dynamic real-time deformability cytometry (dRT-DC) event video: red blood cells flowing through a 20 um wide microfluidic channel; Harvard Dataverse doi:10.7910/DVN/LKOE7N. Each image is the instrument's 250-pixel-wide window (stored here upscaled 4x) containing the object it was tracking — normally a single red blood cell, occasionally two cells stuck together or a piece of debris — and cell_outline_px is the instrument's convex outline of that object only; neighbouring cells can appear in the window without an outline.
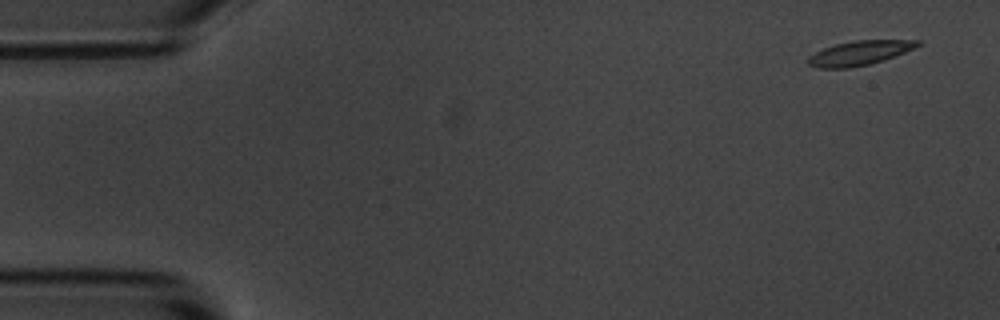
{"species": "common noctule bat (a hibernating species)", "species_latin": "Nyctalus noctula", "temperature_condition": "room temperature", "stored_images_in_passage": 56, "camera_frame_rate_fps": 3000, "um_per_image_px": 0.085, "animal": {"sex": "male", "body_mass_g": 20.1, "forearm_length_mm": 53.5}, "frame": {"image": 1, "passage_image": 3, "time_ms": 0.667, "image_size_px": [1000, 320], "cell_outline_px": [[920, 44], [904, 52], [868, 64], [848, 68], [816, 68], [808, 64], [808, 56], [824, 48], [836, 44], [852, 40], [920, 40]], "centroid_in_image_um": [72.99, 4.5], "position_along_channel_um": 12.0, "area_um2": 15.2}}
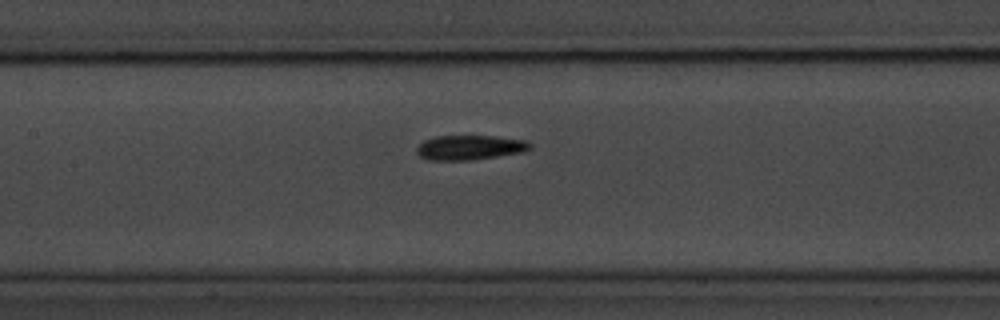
{"frame": {"image": 2, "passage_image": 26, "time_ms": 8.333, "image_size_px": [1000, 320], "cell_outline_px": [[532, 148], [524, 152], [472, 160], [428, 160], [420, 156], [416, 152], [416, 148], [424, 140], [436, 136], [496, 136], [524, 140], [532, 144]], "centroid_in_image_um": [39.94, 12.54], "position_along_channel_um": 167.5, "area_um2": 16.36}}
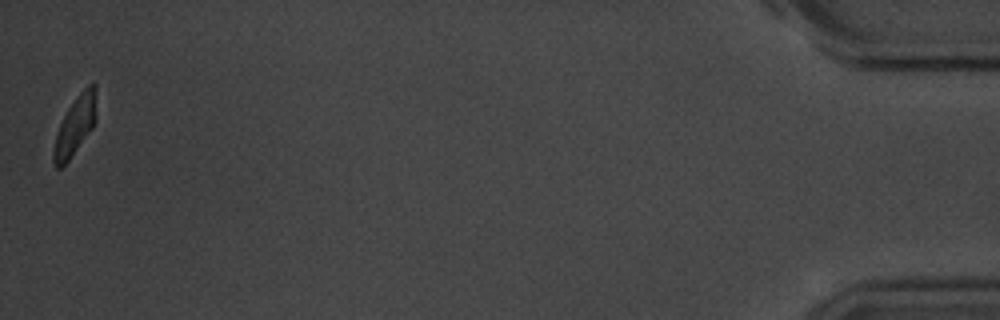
{"frame": {"image": 3, "passage_image": 56, "time_ms": 18.333, "image_size_px": [1000, 320], "cell_outline_px": [[96, 120], [92, 128], [68, 160], [60, 168], [56, 168], [52, 160], [52, 152], [56, 132], [68, 108], [80, 92], [92, 80], [96, 84]], "centroid_in_image_um": [6.39, 10.64], "position_along_channel_um": 428.8, "area_um2": 14.62}, "authors_computed_cell_mechanics": {"area_um2": 15.8372, "velocity_mm_per_s": 3.5608, "shape_relaxation_time_tau1_ms": 6.6724, "shape_relaxation_time_tau2_ms": 3.2593, "deformation_change_tau1": 0.2041, "deformation_change_tau2": 0.0979}}